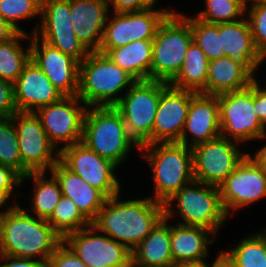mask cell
Wrapping results in <instances>:
<instances>
[{
	"instance_id": "db71d44e",
	"label": "cell",
	"mask_w": 266,
	"mask_h": 267,
	"mask_svg": "<svg viewBox=\"0 0 266 267\" xmlns=\"http://www.w3.org/2000/svg\"><path fill=\"white\" fill-rule=\"evenodd\" d=\"M260 77L262 78V80H261V81H262V84H264V86L266 87V85H265V84H266V80H264V79H265V78H264V75H263V77H262V76H260ZM264 82H265V83H264Z\"/></svg>"
},
{
	"instance_id": "836d02e7",
	"label": "cell",
	"mask_w": 266,
	"mask_h": 267,
	"mask_svg": "<svg viewBox=\"0 0 266 267\" xmlns=\"http://www.w3.org/2000/svg\"><path fill=\"white\" fill-rule=\"evenodd\" d=\"M202 3L203 10L197 9L193 15L206 23H230L246 15L247 0H204Z\"/></svg>"
},
{
	"instance_id": "d590c367",
	"label": "cell",
	"mask_w": 266,
	"mask_h": 267,
	"mask_svg": "<svg viewBox=\"0 0 266 267\" xmlns=\"http://www.w3.org/2000/svg\"><path fill=\"white\" fill-rule=\"evenodd\" d=\"M189 24L193 41L205 53L209 61L225 57L219 35V24L206 23L192 14H189Z\"/></svg>"
},
{
	"instance_id": "f5cc1de1",
	"label": "cell",
	"mask_w": 266,
	"mask_h": 267,
	"mask_svg": "<svg viewBox=\"0 0 266 267\" xmlns=\"http://www.w3.org/2000/svg\"><path fill=\"white\" fill-rule=\"evenodd\" d=\"M129 267H147V266L139 265V264L135 263V262L132 260L131 263H130V266H129Z\"/></svg>"
},
{
	"instance_id": "f546056e",
	"label": "cell",
	"mask_w": 266,
	"mask_h": 267,
	"mask_svg": "<svg viewBox=\"0 0 266 267\" xmlns=\"http://www.w3.org/2000/svg\"><path fill=\"white\" fill-rule=\"evenodd\" d=\"M208 64L205 53L192 41L180 71L169 84L178 89L201 93L207 83Z\"/></svg>"
},
{
	"instance_id": "7dc6e473",
	"label": "cell",
	"mask_w": 266,
	"mask_h": 267,
	"mask_svg": "<svg viewBox=\"0 0 266 267\" xmlns=\"http://www.w3.org/2000/svg\"><path fill=\"white\" fill-rule=\"evenodd\" d=\"M142 4L147 8V9H155V10H160L161 12H163L166 16H171V15H175L180 13L181 11L177 10L176 7V11L174 10L175 8L172 7H163V8H158V2L159 0H141Z\"/></svg>"
},
{
	"instance_id": "52a82bcc",
	"label": "cell",
	"mask_w": 266,
	"mask_h": 267,
	"mask_svg": "<svg viewBox=\"0 0 266 267\" xmlns=\"http://www.w3.org/2000/svg\"><path fill=\"white\" fill-rule=\"evenodd\" d=\"M193 41L189 12L166 16L153 39L150 80L169 83L180 71Z\"/></svg>"
},
{
	"instance_id": "603a6c76",
	"label": "cell",
	"mask_w": 266,
	"mask_h": 267,
	"mask_svg": "<svg viewBox=\"0 0 266 267\" xmlns=\"http://www.w3.org/2000/svg\"><path fill=\"white\" fill-rule=\"evenodd\" d=\"M109 13L108 0H71L74 33L89 52L99 50Z\"/></svg>"
},
{
	"instance_id": "e575fe53",
	"label": "cell",
	"mask_w": 266,
	"mask_h": 267,
	"mask_svg": "<svg viewBox=\"0 0 266 267\" xmlns=\"http://www.w3.org/2000/svg\"><path fill=\"white\" fill-rule=\"evenodd\" d=\"M47 221L62 237L92 224L76 204L64 195L60 197Z\"/></svg>"
},
{
	"instance_id": "1f68e13d",
	"label": "cell",
	"mask_w": 266,
	"mask_h": 267,
	"mask_svg": "<svg viewBox=\"0 0 266 267\" xmlns=\"http://www.w3.org/2000/svg\"><path fill=\"white\" fill-rule=\"evenodd\" d=\"M252 232L245 233L235 245L221 249L235 267H266V226Z\"/></svg>"
},
{
	"instance_id": "74e56055",
	"label": "cell",
	"mask_w": 266,
	"mask_h": 267,
	"mask_svg": "<svg viewBox=\"0 0 266 267\" xmlns=\"http://www.w3.org/2000/svg\"><path fill=\"white\" fill-rule=\"evenodd\" d=\"M246 18L257 52L266 59V5H246Z\"/></svg>"
},
{
	"instance_id": "2e32d148",
	"label": "cell",
	"mask_w": 266,
	"mask_h": 267,
	"mask_svg": "<svg viewBox=\"0 0 266 267\" xmlns=\"http://www.w3.org/2000/svg\"><path fill=\"white\" fill-rule=\"evenodd\" d=\"M71 22V0H41V20L35 35L82 62L89 51L77 39Z\"/></svg>"
},
{
	"instance_id": "cb8c5ba5",
	"label": "cell",
	"mask_w": 266,
	"mask_h": 267,
	"mask_svg": "<svg viewBox=\"0 0 266 267\" xmlns=\"http://www.w3.org/2000/svg\"><path fill=\"white\" fill-rule=\"evenodd\" d=\"M217 239L218 237L206 228L181 225L170 220V248L174 267L183 263L206 261L208 258L210 260V248Z\"/></svg>"
},
{
	"instance_id": "7a4b0ae2",
	"label": "cell",
	"mask_w": 266,
	"mask_h": 267,
	"mask_svg": "<svg viewBox=\"0 0 266 267\" xmlns=\"http://www.w3.org/2000/svg\"><path fill=\"white\" fill-rule=\"evenodd\" d=\"M63 237L48 223L19 203L0 214V254L46 262Z\"/></svg>"
},
{
	"instance_id": "9a60e30c",
	"label": "cell",
	"mask_w": 266,
	"mask_h": 267,
	"mask_svg": "<svg viewBox=\"0 0 266 267\" xmlns=\"http://www.w3.org/2000/svg\"><path fill=\"white\" fill-rule=\"evenodd\" d=\"M87 106L78 96H63L59 101L35 111L50 142L60 152L82 142Z\"/></svg>"
},
{
	"instance_id": "30bf717a",
	"label": "cell",
	"mask_w": 266,
	"mask_h": 267,
	"mask_svg": "<svg viewBox=\"0 0 266 267\" xmlns=\"http://www.w3.org/2000/svg\"><path fill=\"white\" fill-rule=\"evenodd\" d=\"M243 147L223 136L193 147L194 181L219 186L249 154Z\"/></svg>"
},
{
	"instance_id": "d6986e66",
	"label": "cell",
	"mask_w": 266,
	"mask_h": 267,
	"mask_svg": "<svg viewBox=\"0 0 266 267\" xmlns=\"http://www.w3.org/2000/svg\"><path fill=\"white\" fill-rule=\"evenodd\" d=\"M31 60L64 96H77L80 62L75 58L64 54L32 34Z\"/></svg>"
},
{
	"instance_id": "3957f363",
	"label": "cell",
	"mask_w": 266,
	"mask_h": 267,
	"mask_svg": "<svg viewBox=\"0 0 266 267\" xmlns=\"http://www.w3.org/2000/svg\"><path fill=\"white\" fill-rule=\"evenodd\" d=\"M138 156L149 165L153 187L152 195L148 193L147 196L156 202L164 204L194 181L193 152L186 145L177 142L147 144L140 147Z\"/></svg>"
},
{
	"instance_id": "7c38bea8",
	"label": "cell",
	"mask_w": 266,
	"mask_h": 267,
	"mask_svg": "<svg viewBox=\"0 0 266 267\" xmlns=\"http://www.w3.org/2000/svg\"><path fill=\"white\" fill-rule=\"evenodd\" d=\"M218 187L222 206L231 218L266 199V171L248 154Z\"/></svg>"
},
{
	"instance_id": "7402d4cb",
	"label": "cell",
	"mask_w": 266,
	"mask_h": 267,
	"mask_svg": "<svg viewBox=\"0 0 266 267\" xmlns=\"http://www.w3.org/2000/svg\"><path fill=\"white\" fill-rule=\"evenodd\" d=\"M219 35L225 56L242 65L254 78H258V72L262 71L266 59L256 50L246 16L239 21L220 23Z\"/></svg>"
},
{
	"instance_id": "5bb4252c",
	"label": "cell",
	"mask_w": 266,
	"mask_h": 267,
	"mask_svg": "<svg viewBox=\"0 0 266 267\" xmlns=\"http://www.w3.org/2000/svg\"><path fill=\"white\" fill-rule=\"evenodd\" d=\"M18 135L22 169L27 173L49 172L60 152L50 142L35 112H17L12 116Z\"/></svg>"
},
{
	"instance_id": "7bdbcfd3",
	"label": "cell",
	"mask_w": 266,
	"mask_h": 267,
	"mask_svg": "<svg viewBox=\"0 0 266 267\" xmlns=\"http://www.w3.org/2000/svg\"><path fill=\"white\" fill-rule=\"evenodd\" d=\"M0 267H46V262L0 254Z\"/></svg>"
},
{
	"instance_id": "f1b7e54d",
	"label": "cell",
	"mask_w": 266,
	"mask_h": 267,
	"mask_svg": "<svg viewBox=\"0 0 266 267\" xmlns=\"http://www.w3.org/2000/svg\"><path fill=\"white\" fill-rule=\"evenodd\" d=\"M153 40H136L105 54L136 81L150 80Z\"/></svg>"
},
{
	"instance_id": "8d00e7d4",
	"label": "cell",
	"mask_w": 266,
	"mask_h": 267,
	"mask_svg": "<svg viewBox=\"0 0 266 267\" xmlns=\"http://www.w3.org/2000/svg\"><path fill=\"white\" fill-rule=\"evenodd\" d=\"M0 164L12 168L21 177L27 175L22 169L18 135L12 117H0Z\"/></svg>"
},
{
	"instance_id": "6da1fadb",
	"label": "cell",
	"mask_w": 266,
	"mask_h": 267,
	"mask_svg": "<svg viewBox=\"0 0 266 267\" xmlns=\"http://www.w3.org/2000/svg\"><path fill=\"white\" fill-rule=\"evenodd\" d=\"M134 196L137 195L134 194L127 199L124 193H120L107 198L92 222L100 232L124 244L131 251L165 217L163 204L149 196Z\"/></svg>"
},
{
	"instance_id": "83f0119b",
	"label": "cell",
	"mask_w": 266,
	"mask_h": 267,
	"mask_svg": "<svg viewBox=\"0 0 266 267\" xmlns=\"http://www.w3.org/2000/svg\"><path fill=\"white\" fill-rule=\"evenodd\" d=\"M132 260L147 267H174L170 248V220L164 217L132 250Z\"/></svg>"
},
{
	"instance_id": "c3c4849f",
	"label": "cell",
	"mask_w": 266,
	"mask_h": 267,
	"mask_svg": "<svg viewBox=\"0 0 266 267\" xmlns=\"http://www.w3.org/2000/svg\"><path fill=\"white\" fill-rule=\"evenodd\" d=\"M209 267H235L234 263L226 256V254L219 250L218 254L213 258V261L209 263Z\"/></svg>"
},
{
	"instance_id": "f907efd6",
	"label": "cell",
	"mask_w": 266,
	"mask_h": 267,
	"mask_svg": "<svg viewBox=\"0 0 266 267\" xmlns=\"http://www.w3.org/2000/svg\"><path fill=\"white\" fill-rule=\"evenodd\" d=\"M11 205L12 204L0 193V214L6 209H8Z\"/></svg>"
},
{
	"instance_id": "ac0fdd59",
	"label": "cell",
	"mask_w": 266,
	"mask_h": 267,
	"mask_svg": "<svg viewBox=\"0 0 266 267\" xmlns=\"http://www.w3.org/2000/svg\"><path fill=\"white\" fill-rule=\"evenodd\" d=\"M195 92L161 81V95L154 119L153 143L178 142Z\"/></svg>"
},
{
	"instance_id": "60d3db41",
	"label": "cell",
	"mask_w": 266,
	"mask_h": 267,
	"mask_svg": "<svg viewBox=\"0 0 266 267\" xmlns=\"http://www.w3.org/2000/svg\"><path fill=\"white\" fill-rule=\"evenodd\" d=\"M17 112L14 83L0 78V117H12Z\"/></svg>"
},
{
	"instance_id": "ab89813d",
	"label": "cell",
	"mask_w": 266,
	"mask_h": 267,
	"mask_svg": "<svg viewBox=\"0 0 266 267\" xmlns=\"http://www.w3.org/2000/svg\"><path fill=\"white\" fill-rule=\"evenodd\" d=\"M46 267H88L62 242L46 261Z\"/></svg>"
},
{
	"instance_id": "ffe728a7",
	"label": "cell",
	"mask_w": 266,
	"mask_h": 267,
	"mask_svg": "<svg viewBox=\"0 0 266 267\" xmlns=\"http://www.w3.org/2000/svg\"><path fill=\"white\" fill-rule=\"evenodd\" d=\"M220 130L218 97L196 93L190 101L182 135L177 143L193 148L219 137Z\"/></svg>"
},
{
	"instance_id": "8fae6325",
	"label": "cell",
	"mask_w": 266,
	"mask_h": 267,
	"mask_svg": "<svg viewBox=\"0 0 266 267\" xmlns=\"http://www.w3.org/2000/svg\"><path fill=\"white\" fill-rule=\"evenodd\" d=\"M59 160L89 185L101 191L107 198L124 192L123 179L120 174L117 175L123 168L100 157L82 142L63 148L60 151Z\"/></svg>"
},
{
	"instance_id": "4dcf8cb0",
	"label": "cell",
	"mask_w": 266,
	"mask_h": 267,
	"mask_svg": "<svg viewBox=\"0 0 266 267\" xmlns=\"http://www.w3.org/2000/svg\"><path fill=\"white\" fill-rule=\"evenodd\" d=\"M26 40V41H25ZM26 42L27 45L23 43ZM31 60V35L18 32L0 42V78L14 83Z\"/></svg>"
},
{
	"instance_id": "4fadbf2b",
	"label": "cell",
	"mask_w": 266,
	"mask_h": 267,
	"mask_svg": "<svg viewBox=\"0 0 266 267\" xmlns=\"http://www.w3.org/2000/svg\"><path fill=\"white\" fill-rule=\"evenodd\" d=\"M63 242L88 267H129L132 251L100 232L94 225L68 233Z\"/></svg>"
},
{
	"instance_id": "b9f144b4",
	"label": "cell",
	"mask_w": 266,
	"mask_h": 267,
	"mask_svg": "<svg viewBox=\"0 0 266 267\" xmlns=\"http://www.w3.org/2000/svg\"><path fill=\"white\" fill-rule=\"evenodd\" d=\"M254 109L262 125L266 128V87L260 77L254 79Z\"/></svg>"
},
{
	"instance_id": "681fc988",
	"label": "cell",
	"mask_w": 266,
	"mask_h": 267,
	"mask_svg": "<svg viewBox=\"0 0 266 267\" xmlns=\"http://www.w3.org/2000/svg\"><path fill=\"white\" fill-rule=\"evenodd\" d=\"M210 261L190 262L176 265L175 267H209Z\"/></svg>"
},
{
	"instance_id": "f35d334b",
	"label": "cell",
	"mask_w": 266,
	"mask_h": 267,
	"mask_svg": "<svg viewBox=\"0 0 266 267\" xmlns=\"http://www.w3.org/2000/svg\"><path fill=\"white\" fill-rule=\"evenodd\" d=\"M21 179L22 177L12 168L0 164V193L11 204H18L19 200L22 201L20 199Z\"/></svg>"
},
{
	"instance_id": "e0dca14e",
	"label": "cell",
	"mask_w": 266,
	"mask_h": 267,
	"mask_svg": "<svg viewBox=\"0 0 266 267\" xmlns=\"http://www.w3.org/2000/svg\"><path fill=\"white\" fill-rule=\"evenodd\" d=\"M166 15L160 10L144 9L137 12H110L104 27L99 52L125 46L136 40H153Z\"/></svg>"
},
{
	"instance_id": "816d5d0a",
	"label": "cell",
	"mask_w": 266,
	"mask_h": 267,
	"mask_svg": "<svg viewBox=\"0 0 266 267\" xmlns=\"http://www.w3.org/2000/svg\"><path fill=\"white\" fill-rule=\"evenodd\" d=\"M246 5H266V0H247Z\"/></svg>"
},
{
	"instance_id": "4316f807",
	"label": "cell",
	"mask_w": 266,
	"mask_h": 267,
	"mask_svg": "<svg viewBox=\"0 0 266 267\" xmlns=\"http://www.w3.org/2000/svg\"><path fill=\"white\" fill-rule=\"evenodd\" d=\"M254 79L242 65L225 56L209 61L207 83L201 93L219 95L243 90L248 88Z\"/></svg>"
},
{
	"instance_id": "484cf974",
	"label": "cell",
	"mask_w": 266,
	"mask_h": 267,
	"mask_svg": "<svg viewBox=\"0 0 266 267\" xmlns=\"http://www.w3.org/2000/svg\"><path fill=\"white\" fill-rule=\"evenodd\" d=\"M32 181L33 188L30 189V195L26 192V195L21 190L20 197L26 198V206L19 203L27 212L30 214L42 218L48 219L59 202L60 197L62 196V191L60 185L56 178L50 172H31L21 179V188L24 189V183ZM28 194V196H27ZM30 200H29V198Z\"/></svg>"
},
{
	"instance_id": "ee69618b",
	"label": "cell",
	"mask_w": 266,
	"mask_h": 267,
	"mask_svg": "<svg viewBox=\"0 0 266 267\" xmlns=\"http://www.w3.org/2000/svg\"><path fill=\"white\" fill-rule=\"evenodd\" d=\"M109 10L113 13L137 12L147 9L141 0H108Z\"/></svg>"
},
{
	"instance_id": "9c48e42d",
	"label": "cell",
	"mask_w": 266,
	"mask_h": 267,
	"mask_svg": "<svg viewBox=\"0 0 266 267\" xmlns=\"http://www.w3.org/2000/svg\"><path fill=\"white\" fill-rule=\"evenodd\" d=\"M161 95V81H136L114 106L130 137L139 147L153 143V126Z\"/></svg>"
},
{
	"instance_id": "d6a6232c",
	"label": "cell",
	"mask_w": 266,
	"mask_h": 267,
	"mask_svg": "<svg viewBox=\"0 0 266 267\" xmlns=\"http://www.w3.org/2000/svg\"><path fill=\"white\" fill-rule=\"evenodd\" d=\"M0 17L18 32L35 34L41 20V0H0ZM32 20H36L33 28L29 31L25 30L23 27L26 25H23L22 22H31Z\"/></svg>"
},
{
	"instance_id": "bcb514c9",
	"label": "cell",
	"mask_w": 266,
	"mask_h": 267,
	"mask_svg": "<svg viewBox=\"0 0 266 267\" xmlns=\"http://www.w3.org/2000/svg\"><path fill=\"white\" fill-rule=\"evenodd\" d=\"M18 31L6 20L0 17V42H5L13 38Z\"/></svg>"
},
{
	"instance_id": "d4e9b609",
	"label": "cell",
	"mask_w": 266,
	"mask_h": 267,
	"mask_svg": "<svg viewBox=\"0 0 266 267\" xmlns=\"http://www.w3.org/2000/svg\"><path fill=\"white\" fill-rule=\"evenodd\" d=\"M58 181L62 195L70 198L81 213L92 223L107 197L79 175L69 170L60 160L49 171Z\"/></svg>"
},
{
	"instance_id": "44dd1931",
	"label": "cell",
	"mask_w": 266,
	"mask_h": 267,
	"mask_svg": "<svg viewBox=\"0 0 266 267\" xmlns=\"http://www.w3.org/2000/svg\"><path fill=\"white\" fill-rule=\"evenodd\" d=\"M63 96L32 60L14 82V100L19 112H35Z\"/></svg>"
},
{
	"instance_id": "5b68a950",
	"label": "cell",
	"mask_w": 266,
	"mask_h": 267,
	"mask_svg": "<svg viewBox=\"0 0 266 267\" xmlns=\"http://www.w3.org/2000/svg\"><path fill=\"white\" fill-rule=\"evenodd\" d=\"M82 143L119 168L125 165L132 152L134 154L136 150L138 154L140 150L130 137L121 113L114 106L87 107Z\"/></svg>"
},
{
	"instance_id": "8992f818",
	"label": "cell",
	"mask_w": 266,
	"mask_h": 267,
	"mask_svg": "<svg viewBox=\"0 0 266 267\" xmlns=\"http://www.w3.org/2000/svg\"><path fill=\"white\" fill-rule=\"evenodd\" d=\"M136 80L99 51L79 65L78 98L87 107L115 106Z\"/></svg>"
},
{
	"instance_id": "f6af8a7d",
	"label": "cell",
	"mask_w": 266,
	"mask_h": 267,
	"mask_svg": "<svg viewBox=\"0 0 266 267\" xmlns=\"http://www.w3.org/2000/svg\"><path fill=\"white\" fill-rule=\"evenodd\" d=\"M258 141H263L262 146L260 145L258 148L254 146L252 149V153L249 150V154L256 160V162L266 171V134Z\"/></svg>"
},
{
	"instance_id": "277c9868",
	"label": "cell",
	"mask_w": 266,
	"mask_h": 267,
	"mask_svg": "<svg viewBox=\"0 0 266 267\" xmlns=\"http://www.w3.org/2000/svg\"><path fill=\"white\" fill-rule=\"evenodd\" d=\"M163 205L168 220L206 228L217 237L230 219L222 206L219 187L197 181L182 187Z\"/></svg>"
},
{
	"instance_id": "ba28073f",
	"label": "cell",
	"mask_w": 266,
	"mask_h": 267,
	"mask_svg": "<svg viewBox=\"0 0 266 267\" xmlns=\"http://www.w3.org/2000/svg\"><path fill=\"white\" fill-rule=\"evenodd\" d=\"M219 103L220 136L243 146L258 142L265 134L254 109V80L246 89L216 95Z\"/></svg>"
}]
</instances>
